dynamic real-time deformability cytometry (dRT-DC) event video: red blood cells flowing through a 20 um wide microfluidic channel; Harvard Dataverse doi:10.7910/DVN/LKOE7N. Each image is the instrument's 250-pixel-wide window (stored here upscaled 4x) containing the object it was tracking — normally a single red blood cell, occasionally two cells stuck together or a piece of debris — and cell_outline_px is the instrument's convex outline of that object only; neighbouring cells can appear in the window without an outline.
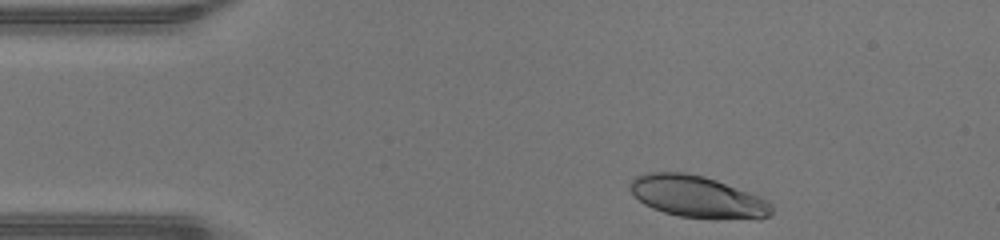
{"species": "human", "species_latin": "Homo sapiens", "temperature_condition": "warm", "stored_images_in_passage": 34, "camera_frame_rate_fps": 3000, "um_per_image_px": 0.085, "donor": {"sex": "male"}, "frame": {"image": 1, "passage_image": 2, "time_ms": 0.333, "image_size_px": [1000, 240], "cell_outline_px": [[772, 212], [768, 216], [760, 220], [756, 220], [680, 216], [664, 212], [652, 208], [644, 204], [628, 188], [628, 184], [636, 176], [644, 172], [684, 172], [704, 176], [716, 180], [748, 192], [772, 204]], "centroid_in_image_um": [59.26, 16.72], "position_along_channel_um": 25.7, "area_um2": 34.28}}
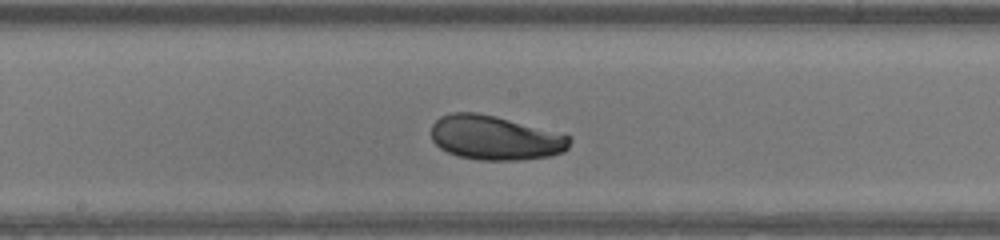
{"frame": {"image": 2, "passage_image": 19, "time_ms": 6.0, "image_size_px": [1000, 240], "cell_outline_px": [[572, 140], [568, 148], [564, 152], [552, 156], [520, 160], [480, 160], [460, 156], [448, 152], [440, 148], [432, 140], [432, 124], [440, 116], [452, 112], [476, 112], [496, 116], [572, 136]], "centroid_in_image_um": [42.11, 11.71], "position_along_channel_um": 206.1, "area_um2": 35.89}}
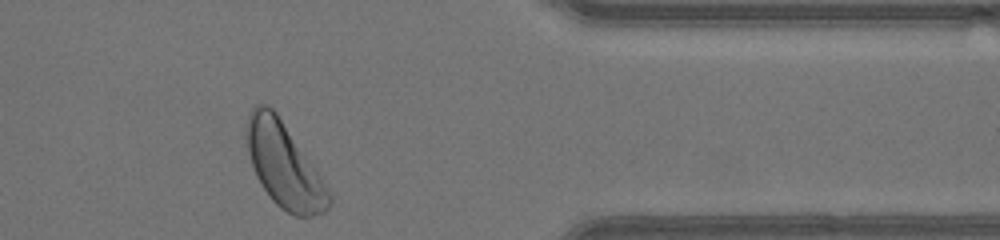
{"frame": {"image": 3, "passage_image": 33, "time_ms": 10.667, "image_size_px": [1000, 240], "cell_outline_px": [[332, 200], [328, 208], [324, 212], [312, 216], [296, 216], [280, 208], [272, 200], [256, 176], [248, 152], [248, 112], [256, 104], [268, 104], [276, 112], [312, 164], [332, 196]], "centroid_in_image_um": [24.15, 14.06], "position_along_channel_um": 387.2, "area_um2": 39.59}, "authors_computed_cell_mechanics": {"area_um2": 35.5181, "velocity_mm_per_s": 4.3554, "shape_relaxation_time_tau1_ms": 2.2977, "shape_relaxation_time_tau2_ms": null, "deformation_change_tau1": 0.1194, "deformation_change_tau2": null}}